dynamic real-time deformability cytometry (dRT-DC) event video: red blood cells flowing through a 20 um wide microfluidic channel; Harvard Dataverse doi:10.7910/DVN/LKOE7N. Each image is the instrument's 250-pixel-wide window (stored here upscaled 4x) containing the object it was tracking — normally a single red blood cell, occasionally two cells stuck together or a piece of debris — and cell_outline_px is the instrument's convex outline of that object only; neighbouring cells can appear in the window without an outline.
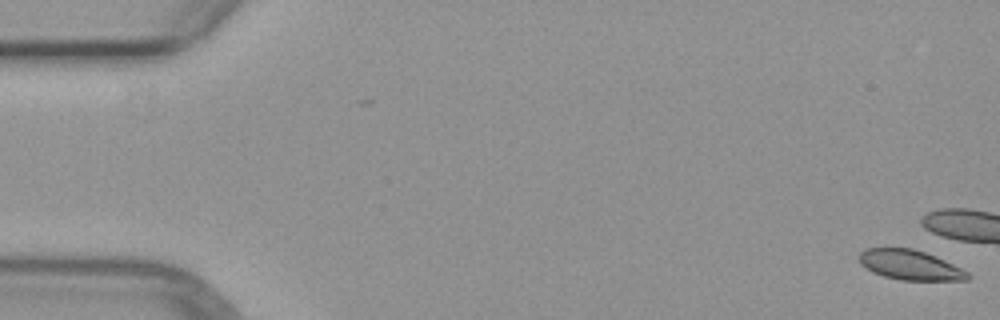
{"species": "common noctule bat (a hibernating species)", "species_latin": "Nyctalus noctula", "temperature_condition": "warm", "stored_images_in_passage": 5, "camera_frame_rate_fps": 3000, "um_per_image_px": 0.085, "animal": {"sex": "female", "body_mass_g": 29.2, "forearm_length_mm": 56.3}, "frame": {"image": 1, "passage_image": 1, "time_ms": 0.0, "image_size_px": [1000, 320], "cell_outline_px": [[972, 276], [968, 280], [900, 280], [884, 276], [872, 272], [860, 264], [860, 252], [868, 248], [912, 248], [924, 252], [944, 260], [968, 272]], "centroid_in_image_um": [77.36, 22.53], "position_along_channel_um": 7.6, "area_um2": 18.73}}